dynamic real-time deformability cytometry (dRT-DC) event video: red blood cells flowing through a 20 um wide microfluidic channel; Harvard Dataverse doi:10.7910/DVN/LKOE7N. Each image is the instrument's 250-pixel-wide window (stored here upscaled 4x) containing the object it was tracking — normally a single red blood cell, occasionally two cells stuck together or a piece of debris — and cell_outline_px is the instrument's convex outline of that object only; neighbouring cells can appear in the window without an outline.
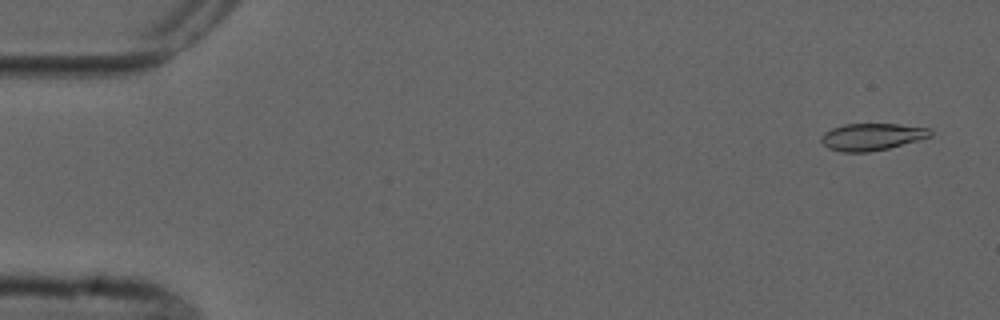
{"species": "common noctule bat (a hibernating species)", "species_latin": "Nyctalus noctula", "temperature_condition": "cold", "stored_images_in_passage": 6, "camera_frame_rate_fps": 3000, "um_per_image_px": 0.085, "animal": {"sex": "male", "forearm_length_mm": 52.5}, "frame": {"image": 1, "passage_image": 1, "time_ms": 0.0, "image_size_px": [1000, 320], "cell_outline_px": [[932, 136], [888, 148], [868, 152], [840, 152], [828, 148], [820, 140], [820, 136], [824, 132], [832, 128], [844, 124], [900, 124], [928, 128], [932, 132]], "centroid_in_image_um": [74.07, 11.62], "position_along_channel_um": 10.9, "area_um2": 17.17}}
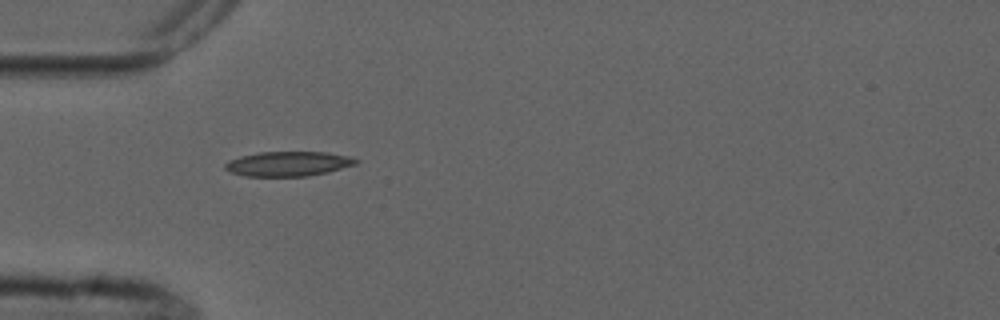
{"frame": {"image": 2, "passage_image": 5, "time_ms": 4.667, "image_size_px": [1000, 320], "cell_outline_px": [[360, 160], [356, 164], [328, 172], [308, 176], [244, 176], [232, 172], [224, 168], [224, 164], [228, 160], [240, 156], [260, 152], [324, 152], [348, 156]], "centroid_in_image_um": [24.48, 13.92], "position_along_channel_um": 60.5, "area_um2": 18.79}}
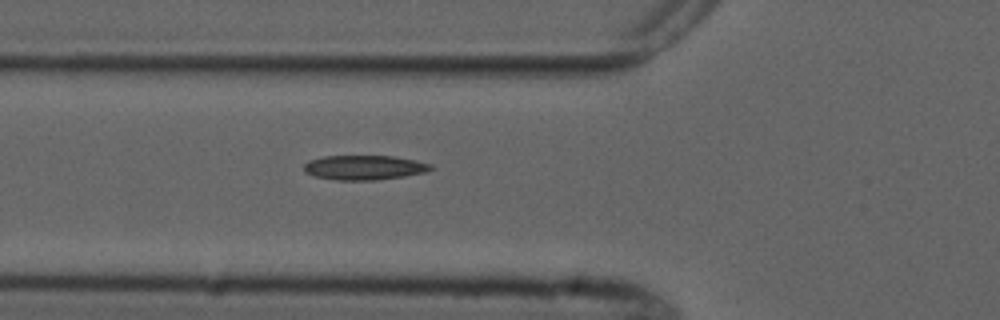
{"frame": {"image": 3, "passage_image": 6, "time_ms": 5.667, "image_size_px": [1000, 320], "cell_outline_px": [[436, 168], [424, 172], [404, 176], [376, 180], [336, 180], [316, 176], [304, 172], [304, 164], [308, 160], [324, 156], [396, 156], [416, 160], [432, 164]], "centroid_in_image_um": [30.98, 14.23], "position_along_channel_um": 94.8, "area_um2": 18.26}}